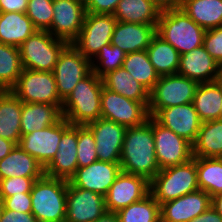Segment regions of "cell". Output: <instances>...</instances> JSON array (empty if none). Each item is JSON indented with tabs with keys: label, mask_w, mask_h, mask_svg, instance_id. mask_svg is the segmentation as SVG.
I'll return each instance as SVG.
<instances>
[{
	"label": "cell",
	"mask_w": 222,
	"mask_h": 222,
	"mask_svg": "<svg viewBox=\"0 0 222 222\" xmlns=\"http://www.w3.org/2000/svg\"><path fill=\"white\" fill-rule=\"evenodd\" d=\"M41 177H12L0 179V199L10 197L16 193L31 192L37 179Z\"/></svg>",
	"instance_id": "cell-41"
},
{
	"label": "cell",
	"mask_w": 222,
	"mask_h": 222,
	"mask_svg": "<svg viewBox=\"0 0 222 222\" xmlns=\"http://www.w3.org/2000/svg\"><path fill=\"white\" fill-rule=\"evenodd\" d=\"M220 120H222V106H221V110H220Z\"/></svg>",
	"instance_id": "cell-54"
},
{
	"label": "cell",
	"mask_w": 222,
	"mask_h": 222,
	"mask_svg": "<svg viewBox=\"0 0 222 222\" xmlns=\"http://www.w3.org/2000/svg\"><path fill=\"white\" fill-rule=\"evenodd\" d=\"M190 222H222V216L210 206L205 212L193 218Z\"/></svg>",
	"instance_id": "cell-47"
},
{
	"label": "cell",
	"mask_w": 222,
	"mask_h": 222,
	"mask_svg": "<svg viewBox=\"0 0 222 222\" xmlns=\"http://www.w3.org/2000/svg\"><path fill=\"white\" fill-rule=\"evenodd\" d=\"M68 180L44 175L30 192L32 214L39 222H65Z\"/></svg>",
	"instance_id": "cell-4"
},
{
	"label": "cell",
	"mask_w": 222,
	"mask_h": 222,
	"mask_svg": "<svg viewBox=\"0 0 222 222\" xmlns=\"http://www.w3.org/2000/svg\"><path fill=\"white\" fill-rule=\"evenodd\" d=\"M121 171L150 181L159 171L155 156L153 117L142 125L127 127L120 157Z\"/></svg>",
	"instance_id": "cell-1"
},
{
	"label": "cell",
	"mask_w": 222,
	"mask_h": 222,
	"mask_svg": "<svg viewBox=\"0 0 222 222\" xmlns=\"http://www.w3.org/2000/svg\"><path fill=\"white\" fill-rule=\"evenodd\" d=\"M106 212L105 197L68 181L65 222H94Z\"/></svg>",
	"instance_id": "cell-16"
},
{
	"label": "cell",
	"mask_w": 222,
	"mask_h": 222,
	"mask_svg": "<svg viewBox=\"0 0 222 222\" xmlns=\"http://www.w3.org/2000/svg\"><path fill=\"white\" fill-rule=\"evenodd\" d=\"M120 172V163L98 160L86 167H78L69 182L75 187L93 191L105 197Z\"/></svg>",
	"instance_id": "cell-18"
},
{
	"label": "cell",
	"mask_w": 222,
	"mask_h": 222,
	"mask_svg": "<svg viewBox=\"0 0 222 222\" xmlns=\"http://www.w3.org/2000/svg\"><path fill=\"white\" fill-rule=\"evenodd\" d=\"M44 167L19 145L0 160V179L12 177H43Z\"/></svg>",
	"instance_id": "cell-25"
},
{
	"label": "cell",
	"mask_w": 222,
	"mask_h": 222,
	"mask_svg": "<svg viewBox=\"0 0 222 222\" xmlns=\"http://www.w3.org/2000/svg\"><path fill=\"white\" fill-rule=\"evenodd\" d=\"M102 81L108 90L149 106V91L124 68L120 67L109 72L102 78Z\"/></svg>",
	"instance_id": "cell-30"
},
{
	"label": "cell",
	"mask_w": 222,
	"mask_h": 222,
	"mask_svg": "<svg viewBox=\"0 0 222 222\" xmlns=\"http://www.w3.org/2000/svg\"><path fill=\"white\" fill-rule=\"evenodd\" d=\"M2 210H3V204H2V200L0 199V217H1Z\"/></svg>",
	"instance_id": "cell-53"
},
{
	"label": "cell",
	"mask_w": 222,
	"mask_h": 222,
	"mask_svg": "<svg viewBox=\"0 0 222 222\" xmlns=\"http://www.w3.org/2000/svg\"><path fill=\"white\" fill-rule=\"evenodd\" d=\"M53 20L48 30L54 37L72 43L82 29L86 9L83 0H54Z\"/></svg>",
	"instance_id": "cell-15"
},
{
	"label": "cell",
	"mask_w": 222,
	"mask_h": 222,
	"mask_svg": "<svg viewBox=\"0 0 222 222\" xmlns=\"http://www.w3.org/2000/svg\"><path fill=\"white\" fill-rule=\"evenodd\" d=\"M203 46L210 56L222 64V26L206 30L204 35Z\"/></svg>",
	"instance_id": "cell-42"
},
{
	"label": "cell",
	"mask_w": 222,
	"mask_h": 222,
	"mask_svg": "<svg viewBox=\"0 0 222 222\" xmlns=\"http://www.w3.org/2000/svg\"><path fill=\"white\" fill-rule=\"evenodd\" d=\"M103 86L102 79L91 71L63 101V118L71 125H87L101 118Z\"/></svg>",
	"instance_id": "cell-2"
},
{
	"label": "cell",
	"mask_w": 222,
	"mask_h": 222,
	"mask_svg": "<svg viewBox=\"0 0 222 222\" xmlns=\"http://www.w3.org/2000/svg\"><path fill=\"white\" fill-rule=\"evenodd\" d=\"M192 104L202 122L220 119L221 84L218 81L199 83Z\"/></svg>",
	"instance_id": "cell-28"
},
{
	"label": "cell",
	"mask_w": 222,
	"mask_h": 222,
	"mask_svg": "<svg viewBox=\"0 0 222 222\" xmlns=\"http://www.w3.org/2000/svg\"><path fill=\"white\" fill-rule=\"evenodd\" d=\"M120 222H160V204L149 193L141 201L116 212Z\"/></svg>",
	"instance_id": "cell-37"
},
{
	"label": "cell",
	"mask_w": 222,
	"mask_h": 222,
	"mask_svg": "<svg viewBox=\"0 0 222 222\" xmlns=\"http://www.w3.org/2000/svg\"><path fill=\"white\" fill-rule=\"evenodd\" d=\"M199 189L211 197L222 192V158L196 157Z\"/></svg>",
	"instance_id": "cell-35"
},
{
	"label": "cell",
	"mask_w": 222,
	"mask_h": 222,
	"mask_svg": "<svg viewBox=\"0 0 222 222\" xmlns=\"http://www.w3.org/2000/svg\"><path fill=\"white\" fill-rule=\"evenodd\" d=\"M26 14L37 30L48 31L53 20V1L28 0Z\"/></svg>",
	"instance_id": "cell-40"
},
{
	"label": "cell",
	"mask_w": 222,
	"mask_h": 222,
	"mask_svg": "<svg viewBox=\"0 0 222 222\" xmlns=\"http://www.w3.org/2000/svg\"><path fill=\"white\" fill-rule=\"evenodd\" d=\"M94 222H120L117 213L106 211L101 217Z\"/></svg>",
	"instance_id": "cell-50"
},
{
	"label": "cell",
	"mask_w": 222,
	"mask_h": 222,
	"mask_svg": "<svg viewBox=\"0 0 222 222\" xmlns=\"http://www.w3.org/2000/svg\"><path fill=\"white\" fill-rule=\"evenodd\" d=\"M95 161H98V155L94 135L86 125H78V167H86Z\"/></svg>",
	"instance_id": "cell-39"
},
{
	"label": "cell",
	"mask_w": 222,
	"mask_h": 222,
	"mask_svg": "<svg viewBox=\"0 0 222 222\" xmlns=\"http://www.w3.org/2000/svg\"><path fill=\"white\" fill-rule=\"evenodd\" d=\"M86 126L94 135L98 160L109 163H120L127 127L103 118H99Z\"/></svg>",
	"instance_id": "cell-17"
},
{
	"label": "cell",
	"mask_w": 222,
	"mask_h": 222,
	"mask_svg": "<svg viewBox=\"0 0 222 222\" xmlns=\"http://www.w3.org/2000/svg\"><path fill=\"white\" fill-rule=\"evenodd\" d=\"M126 54L117 46L104 45L97 56L91 61L92 71L101 79L122 67Z\"/></svg>",
	"instance_id": "cell-38"
},
{
	"label": "cell",
	"mask_w": 222,
	"mask_h": 222,
	"mask_svg": "<svg viewBox=\"0 0 222 222\" xmlns=\"http://www.w3.org/2000/svg\"><path fill=\"white\" fill-rule=\"evenodd\" d=\"M15 146L13 141L0 137V160L6 157Z\"/></svg>",
	"instance_id": "cell-49"
},
{
	"label": "cell",
	"mask_w": 222,
	"mask_h": 222,
	"mask_svg": "<svg viewBox=\"0 0 222 222\" xmlns=\"http://www.w3.org/2000/svg\"><path fill=\"white\" fill-rule=\"evenodd\" d=\"M120 0H85L87 13L110 14L115 12Z\"/></svg>",
	"instance_id": "cell-44"
},
{
	"label": "cell",
	"mask_w": 222,
	"mask_h": 222,
	"mask_svg": "<svg viewBox=\"0 0 222 222\" xmlns=\"http://www.w3.org/2000/svg\"><path fill=\"white\" fill-rule=\"evenodd\" d=\"M182 9L205 30L222 26V0H184Z\"/></svg>",
	"instance_id": "cell-32"
},
{
	"label": "cell",
	"mask_w": 222,
	"mask_h": 222,
	"mask_svg": "<svg viewBox=\"0 0 222 222\" xmlns=\"http://www.w3.org/2000/svg\"><path fill=\"white\" fill-rule=\"evenodd\" d=\"M149 1L162 12V11L182 8L184 0H149Z\"/></svg>",
	"instance_id": "cell-48"
},
{
	"label": "cell",
	"mask_w": 222,
	"mask_h": 222,
	"mask_svg": "<svg viewBox=\"0 0 222 222\" xmlns=\"http://www.w3.org/2000/svg\"><path fill=\"white\" fill-rule=\"evenodd\" d=\"M221 86H222V64L219 65V77H218V80H217Z\"/></svg>",
	"instance_id": "cell-52"
},
{
	"label": "cell",
	"mask_w": 222,
	"mask_h": 222,
	"mask_svg": "<svg viewBox=\"0 0 222 222\" xmlns=\"http://www.w3.org/2000/svg\"><path fill=\"white\" fill-rule=\"evenodd\" d=\"M153 118L191 144L195 142L202 124L192 102L160 109Z\"/></svg>",
	"instance_id": "cell-19"
},
{
	"label": "cell",
	"mask_w": 222,
	"mask_h": 222,
	"mask_svg": "<svg viewBox=\"0 0 222 222\" xmlns=\"http://www.w3.org/2000/svg\"><path fill=\"white\" fill-rule=\"evenodd\" d=\"M3 209L19 211L22 213H32L30 192L14 194L2 200Z\"/></svg>",
	"instance_id": "cell-43"
},
{
	"label": "cell",
	"mask_w": 222,
	"mask_h": 222,
	"mask_svg": "<svg viewBox=\"0 0 222 222\" xmlns=\"http://www.w3.org/2000/svg\"><path fill=\"white\" fill-rule=\"evenodd\" d=\"M116 23L113 15L86 12L82 29L71 44L92 61L104 45L111 44Z\"/></svg>",
	"instance_id": "cell-9"
},
{
	"label": "cell",
	"mask_w": 222,
	"mask_h": 222,
	"mask_svg": "<svg viewBox=\"0 0 222 222\" xmlns=\"http://www.w3.org/2000/svg\"><path fill=\"white\" fill-rule=\"evenodd\" d=\"M199 83L179 74L160 76L149 92V115L160 109L191 103Z\"/></svg>",
	"instance_id": "cell-7"
},
{
	"label": "cell",
	"mask_w": 222,
	"mask_h": 222,
	"mask_svg": "<svg viewBox=\"0 0 222 222\" xmlns=\"http://www.w3.org/2000/svg\"><path fill=\"white\" fill-rule=\"evenodd\" d=\"M211 206V196L199 189L160 204L161 222H190Z\"/></svg>",
	"instance_id": "cell-21"
},
{
	"label": "cell",
	"mask_w": 222,
	"mask_h": 222,
	"mask_svg": "<svg viewBox=\"0 0 222 222\" xmlns=\"http://www.w3.org/2000/svg\"><path fill=\"white\" fill-rule=\"evenodd\" d=\"M68 44L49 31L37 30L19 46L22 68L53 72L59 55Z\"/></svg>",
	"instance_id": "cell-6"
},
{
	"label": "cell",
	"mask_w": 222,
	"mask_h": 222,
	"mask_svg": "<svg viewBox=\"0 0 222 222\" xmlns=\"http://www.w3.org/2000/svg\"><path fill=\"white\" fill-rule=\"evenodd\" d=\"M0 222H39L32 213L3 209Z\"/></svg>",
	"instance_id": "cell-45"
},
{
	"label": "cell",
	"mask_w": 222,
	"mask_h": 222,
	"mask_svg": "<svg viewBox=\"0 0 222 222\" xmlns=\"http://www.w3.org/2000/svg\"><path fill=\"white\" fill-rule=\"evenodd\" d=\"M63 118L62 106L47 103H23L20 119L21 135L44 129Z\"/></svg>",
	"instance_id": "cell-24"
},
{
	"label": "cell",
	"mask_w": 222,
	"mask_h": 222,
	"mask_svg": "<svg viewBox=\"0 0 222 222\" xmlns=\"http://www.w3.org/2000/svg\"><path fill=\"white\" fill-rule=\"evenodd\" d=\"M177 74L197 83L214 82L219 77V65L202 45L180 55Z\"/></svg>",
	"instance_id": "cell-22"
},
{
	"label": "cell",
	"mask_w": 222,
	"mask_h": 222,
	"mask_svg": "<svg viewBox=\"0 0 222 222\" xmlns=\"http://www.w3.org/2000/svg\"><path fill=\"white\" fill-rule=\"evenodd\" d=\"M155 156L160 170L181 165L193 158L192 144L153 118Z\"/></svg>",
	"instance_id": "cell-12"
},
{
	"label": "cell",
	"mask_w": 222,
	"mask_h": 222,
	"mask_svg": "<svg viewBox=\"0 0 222 222\" xmlns=\"http://www.w3.org/2000/svg\"><path fill=\"white\" fill-rule=\"evenodd\" d=\"M22 69L19 47L0 43V88L10 90Z\"/></svg>",
	"instance_id": "cell-36"
},
{
	"label": "cell",
	"mask_w": 222,
	"mask_h": 222,
	"mask_svg": "<svg viewBox=\"0 0 222 222\" xmlns=\"http://www.w3.org/2000/svg\"><path fill=\"white\" fill-rule=\"evenodd\" d=\"M22 103H47L63 106L53 72L22 69L16 84L9 90Z\"/></svg>",
	"instance_id": "cell-8"
},
{
	"label": "cell",
	"mask_w": 222,
	"mask_h": 222,
	"mask_svg": "<svg viewBox=\"0 0 222 222\" xmlns=\"http://www.w3.org/2000/svg\"><path fill=\"white\" fill-rule=\"evenodd\" d=\"M199 190L196 157L189 162L161 169L150 181L149 191L162 204Z\"/></svg>",
	"instance_id": "cell-5"
},
{
	"label": "cell",
	"mask_w": 222,
	"mask_h": 222,
	"mask_svg": "<svg viewBox=\"0 0 222 222\" xmlns=\"http://www.w3.org/2000/svg\"><path fill=\"white\" fill-rule=\"evenodd\" d=\"M148 107L142 102L126 98L103 86L101 93V118L126 127L144 124L149 119Z\"/></svg>",
	"instance_id": "cell-11"
},
{
	"label": "cell",
	"mask_w": 222,
	"mask_h": 222,
	"mask_svg": "<svg viewBox=\"0 0 222 222\" xmlns=\"http://www.w3.org/2000/svg\"><path fill=\"white\" fill-rule=\"evenodd\" d=\"M78 125H70L63 133L53 159L44 167L45 175L68 180L78 168Z\"/></svg>",
	"instance_id": "cell-20"
},
{
	"label": "cell",
	"mask_w": 222,
	"mask_h": 222,
	"mask_svg": "<svg viewBox=\"0 0 222 222\" xmlns=\"http://www.w3.org/2000/svg\"><path fill=\"white\" fill-rule=\"evenodd\" d=\"M211 206L222 216V192L211 197Z\"/></svg>",
	"instance_id": "cell-51"
},
{
	"label": "cell",
	"mask_w": 222,
	"mask_h": 222,
	"mask_svg": "<svg viewBox=\"0 0 222 222\" xmlns=\"http://www.w3.org/2000/svg\"><path fill=\"white\" fill-rule=\"evenodd\" d=\"M192 151L193 157L222 158V120L202 122Z\"/></svg>",
	"instance_id": "cell-29"
},
{
	"label": "cell",
	"mask_w": 222,
	"mask_h": 222,
	"mask_svg": "<svg viewBox=\"0 0 222 222\" xmlns=\"http://www.w3.org/2000/svg\"><path fill=\"white\" fill-rule=\"evenodd\" d=\"M160 13L149 0H120L113 16L120 22L157 24Z\"/></svg>",
	"instance_id": "cell-31"
},
{
	"label": "cell",
	"mask_w": 222,
	"mask_h": 222,
	"mask_svg": "<svg viewBox=\"0 0 222 222\" xmlns=\"http://www.w3.org/2000/svg\"><path fill=\"white\" fill-rule=\"evenodd\" d=\"M22 105L21 100L9 90L0 94V137L13 141L16 145L22 136Z\"/></svg>",
	"instance_id": "cell-27"
},
{
	"label": "cell",
	"mask_w": 222,
	"mask_h": 222,
	"mask_svg": "<svg viewBox=\"0 0 222 222\" xmlns=\"http://www.w3.org/2000/svg\"><path fill=\"white\" fill-rule=\"evenodd\" d=\"M122 68L149 92L159 79L146 50L126 54Z\"/></svg>",
	"instance_id": "cell-34"
},
{
	"label": "cell",
	"mask_w": 222,
	"mask_h": 222,
	"mask_svg": "<svg viewBox=\"0 0 222 222\" xmlns=\"http://www.w3.org/2000/svg\"><path fill=\"white\" fill-rule=\"evenodd\" d=\"M149 193V181L145 177L121 171L105 196L106 211L116 213Z\"/></svg>",
	"instance_id": "cell-14"
},
{
	"label": "cell",
	"mask_w": 222,
	"mask_h": 222,
	"mask_svg": "<svg viewBox=\"0 0 222 222\" xmlns=\"http://www.w3.org/2000/svg\"><path fill=\"white\" fill-rule=\"evenodd\" d=\"M146 51L159 77L177 74L180 54L168 42L156 34Z\"/></svg>",
	"instance_id": "cell-33"
},
{
	"label": "cell",
	"mask_w": 222,
	"mask_h": 222,
	"mask_svg": "<svg viewBox=\"0 0 222 222\" xmlns=\"http://www.w3.org/2000/svg\"><path fill=\"white\" fill-rule=\"evenodd\" d=\"M28 0H0V12L26 13Z\"/></svg>",
	"instance_id": "cell-46"
},
{
	"label": "cell",
	"mask_w": 222,
	"mask_h": 222,
	"mask_svg": "<svg viewBox=\"0 0 222 222\" xmlns=\"http://www.w3.org/2000/svg\"><path fill=\"white\" fill-rule=\"evenodd\" d=\"M205 32L182 8L162 11L156 26V34L180 55L202 46Z\"/></svg>",
	"instance_id": "cell-3"
},
{
	"label": "cell",
	"mask_w": 222,
	"mask_h": 222,
	"mask_svg": "<svg viewBox=\"0 0 222 222\" xmlns=\"http://www.w3.org/2000/svg\"><path fill=\"white\" fill-rule=\"evenodd\" d=\"M36 31L26 13L0 12V43L19 47Z\"/></svg>",
	"instance_id": "cell-26"
},
{
	"label": "cell",
	"mask_w": 222,
	"mask_h": 222,
	"mask_svg": "<svg viewBox=\"0 0 222 222\" xmlns=\"http://www.w3.org/2000/svg\"><path fill=\"white\" fill-rule=\"evenodd\" d=\"M70 125L62 118L56 124L22 135L18 145L45 167L55 156L62 133Z\"/></svg>",
	"instance_id": "cell-13"
},
{
	"label": "cell",
	"mask_w": 222,
	"mask_h": 222,
	"mask_svg": "<svg viewBox=\"0 0 222 222\" xmlns=\"http://www.w3.org/2000/svg\"><path fill=\"white\" fill-rule=\"evenodd\" d=\"M91 61L83 56L71 43L59 55L53 69L58 95L64 101L77 83L90 72Z\"/></svg>",
	"instance_id": "cell-10"
},
{
	"label": "cell",
	"mask_w": 222,
	"mask_h": 222,
	"mask_svg": "<svg viewBox=\"0 0 222 222\" xmlns=\"http://www.w3.org/2000/svg\"><path fill=\"white\" fill-rule=\"evenodd\" d=\"M157 24H137L117 21L111 37V45L125 54L147 50L156 35Z\"/></svg>",
	"instance_id": "cell-23"
}]
</instances>
